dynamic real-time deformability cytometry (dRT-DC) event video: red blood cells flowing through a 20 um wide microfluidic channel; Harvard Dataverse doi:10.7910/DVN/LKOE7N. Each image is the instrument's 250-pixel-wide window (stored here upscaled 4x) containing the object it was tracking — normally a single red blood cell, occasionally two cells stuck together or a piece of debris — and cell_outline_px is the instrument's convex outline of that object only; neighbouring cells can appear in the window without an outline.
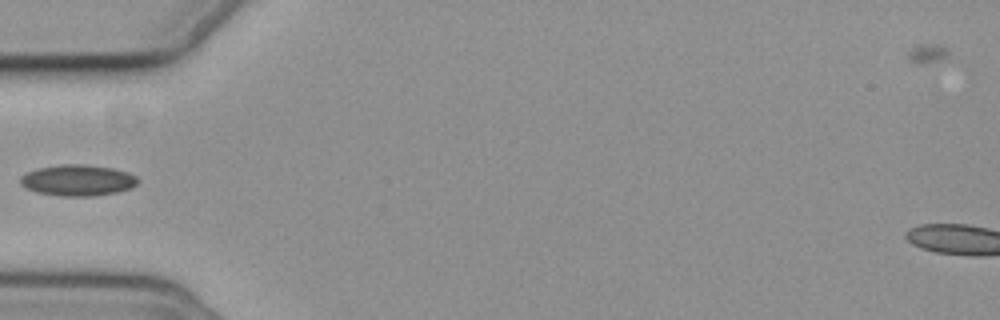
{"species": "common noctule bat (a hibernating species)", "species_latin": "Nyctalus noctula", "temperature_condition": "cold", "stored_images_in_passage": 5, "camera_frame_rate_fps": 3000, "um_per_image_px": 0.085, "animal": {"sex": "female", "body_mass_g": 19.3, "forearm_length_mm": 54.1}, "frame": {"image": 1, "passage_image": 4, "time_ms": 4.667, "image_size_px": [1000, 320], "cell_outline_px": [[140, 180], [132, 188], [116, 192], [92, 196], [60, 196], [36, 192], [24, 188], [20, 184], [20, 176], [36, 168], [60, 164], [84, 164], [112, 168], [128, 172], [136, 176]], "centroid_in_image_um": [6.59, 15.32], "position_along_channel_um": 78.4, "area_um2": 21.5}}
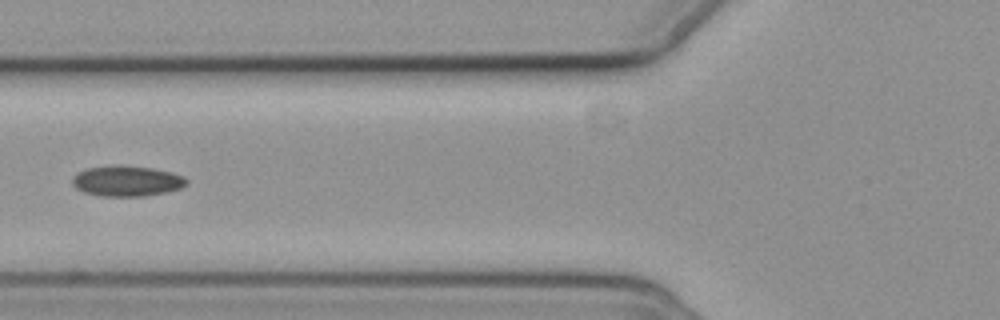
{"frame": {"image": 2, "passage_image": 5, "time_ms": 5.667, "image_size_px": [1000, 320], "cell_outline_px": [[188, 184], [180, 188], [164, 192], [144, 196], [100, 196], [84, 192], [76, 188], [72, 184], [72, 176], [76, 172], [88, 168], [116, 164], [152, 168], [172, 172], [184, 176], [188, 180]], "centroid_in_image_um": [10.76, 15.37], "position_along_channel_um": 115.0, "area_um2": 20.52}}